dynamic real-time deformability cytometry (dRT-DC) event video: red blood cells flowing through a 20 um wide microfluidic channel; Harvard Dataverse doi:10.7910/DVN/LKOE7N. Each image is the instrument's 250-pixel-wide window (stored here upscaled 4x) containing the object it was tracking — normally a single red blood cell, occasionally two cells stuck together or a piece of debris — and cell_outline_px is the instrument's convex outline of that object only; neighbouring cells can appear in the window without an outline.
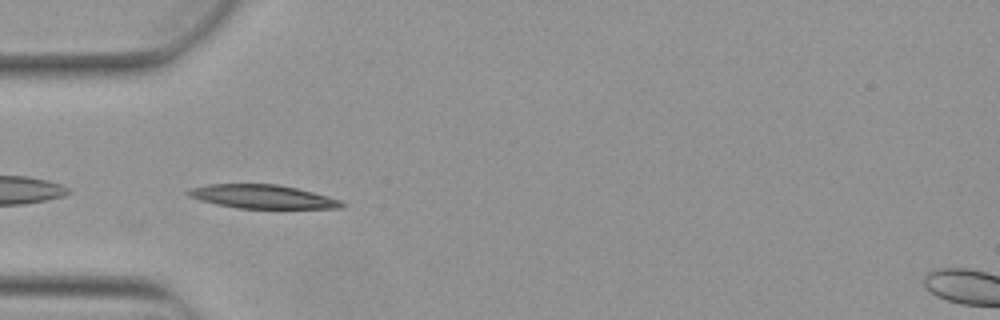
{"species": "Egyptian fruit bat (a non-hibernating species)", "species_latin": "Rousettus aegyptiacus", "temperature_condition": "warm", "stored_images_in_passage": 6, "camera_frame_rate_fps": 3000, "um_per_image_px": 0.085, "animal": {"sex": "female"}, "frame": {"image": 1, "passage_image": 5, "time_ms": 1.333, "image_size_px": [1000, 320], "cell_outline_px": [[344, 208], [236, 208], [216, 204], [200, 200], [188, 196], [184, 192], [192, 188], [208, 184], [280, 184], [328, 196], [340, 200], [344, 204]], "centroid_in_image_um": [22.28, 16.71], "position_along_channel_um": 62.7, "area_um2": 21.1}}
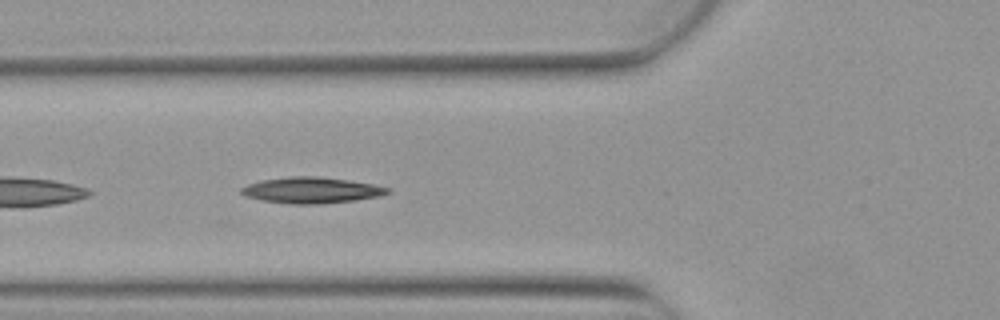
{"frame": {"image": 2, "passage_image": 6, "time_ms": 1.667, "image_size_px": [1000, 320], "cell_outline_px": [[392, 192], [380, 196], [356, 200], [320, 204], [292, 204], [264, 200], [244, 196], [240, 192], [240, 188], [248, 184], [260, 180], [288, 176], [316, 176], [348, 180], [372, 184], [392, 188]], "centroid_in_image_um": [26.49, 16.16], "position_along_channel_um": 99.3, "area_um2": 22.31}}